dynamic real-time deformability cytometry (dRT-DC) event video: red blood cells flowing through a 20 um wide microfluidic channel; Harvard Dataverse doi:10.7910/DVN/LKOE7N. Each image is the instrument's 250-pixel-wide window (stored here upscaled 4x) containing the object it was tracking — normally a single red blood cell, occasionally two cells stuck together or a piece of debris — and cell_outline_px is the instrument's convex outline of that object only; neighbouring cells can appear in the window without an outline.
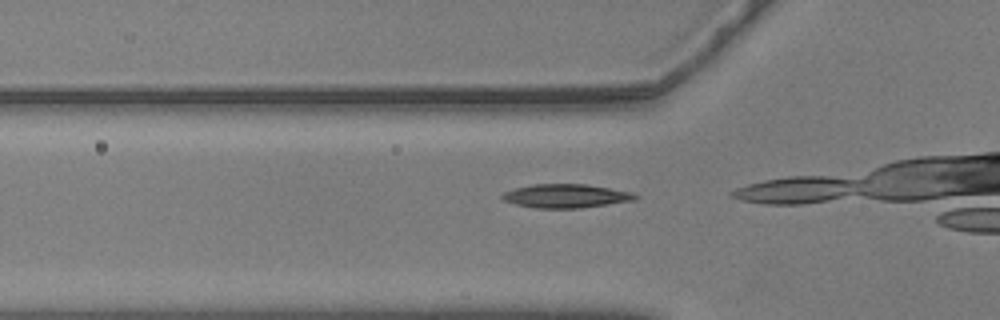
{"species": "common noctule bat (a hibernating species)", "species_latin": "Nyctalus noctula", "temperature_condition": "warm", "stored_images_in_passage": 15, "camera_frame_rate_fps": 3000, "um_per_image_px": 0.085, "animal": {"sex": "male", "body_mass_g": 20.5, "forearm_length_mm": 52.5}, "frame": {"image": 1, "passage_image": 13, "time_ms": 4.0, "image_size_px": [1000, 320], "cell_outline_px": [[640, 196], [636, 200], [580, 208], [536, 208], [516, 204], [504, 200], [500, 196], [504, 192], [516, 188], [532, 184], [588, 184], [632, 192]], "centroid_in_image_um": [48.14, 16.65], "position_along_channel_um": 77.7, "area_um2": 18.38}}